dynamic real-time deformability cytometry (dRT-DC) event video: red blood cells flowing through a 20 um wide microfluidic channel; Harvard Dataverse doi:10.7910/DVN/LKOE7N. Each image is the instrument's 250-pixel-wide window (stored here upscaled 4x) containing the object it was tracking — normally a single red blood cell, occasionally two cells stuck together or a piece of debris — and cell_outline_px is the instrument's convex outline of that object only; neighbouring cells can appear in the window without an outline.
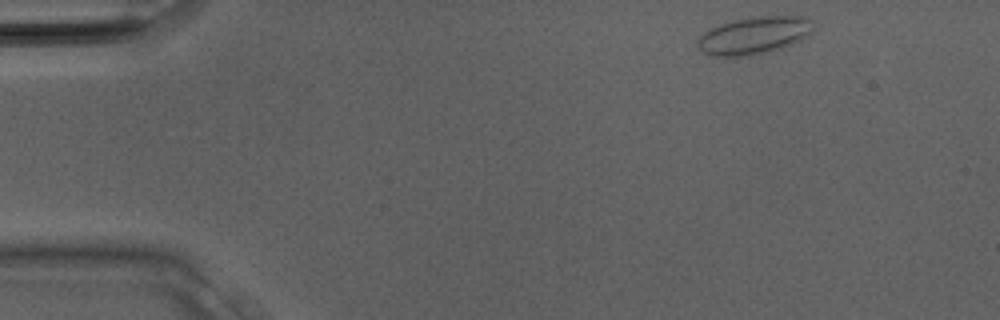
{"species": "Egyptian fruit bat (a non-hibernating species)", "species_latin": "Rousettus aegyptiacus", "temperature_condition": "room temperature", "stored_images_in_passage": 27, "camera_frame_rate_fps": 3000, "um_per_image_px": 0.085, "animal": {"sex": "male"}, "frame": {"image": 1, "passage_image": 1, "time_ms": 0.0, "image_size_px": [1000, 320], "cell_outline_px": [[812, 32], [808, 36], [784, 48], [768, 52], [748, 56], [712, 56], [704, 52], [696, 44], [696, 40], [704, 32], [720, 24], [752, 16], [800, 16], [812, 20]], "centroid_in_image_um": [64.11, 3.02], "position_along_channel_um": 20.9, "area_um2": 25.26}}
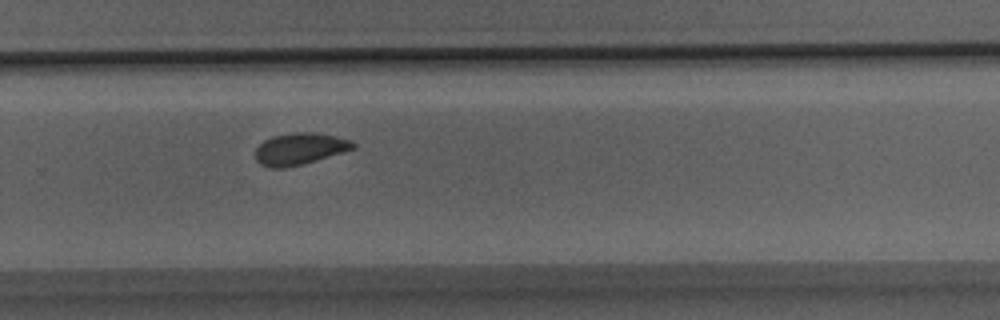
{"frame": {"image": 2, "passage_image": 18, "time_ms": 5.667, "image_size_px": [1000, 320], "cell_outline_px": [[356, 148], [300, 164], [284, 168], [268, 168], [260, 164], [256, 160], [256, 148], [264, 140], [272, 136], [296, 132], [312, 132], [352, 140], [356, 144]], "centroid_in_image_um": [25.45, 12.65], "position_along_channel_um": 304.4, "area_um2": 17.8}}
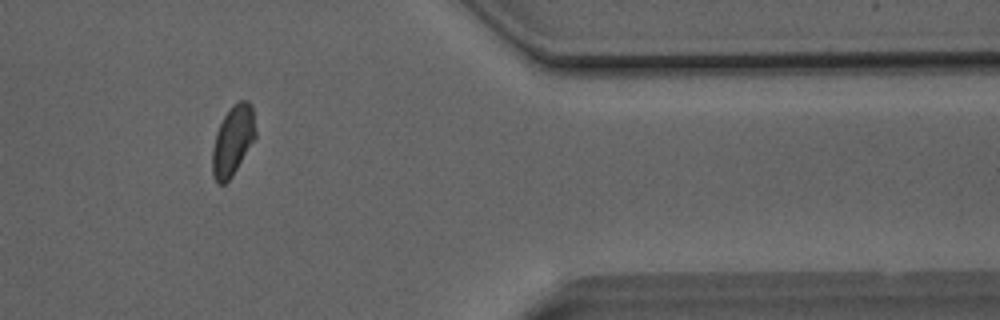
{"frame": {"image": 3, "passage_image": 23, "time_ms": 7.333, "image_size_px": [1000, 320], "cell_outline_px": [[256, 136], [232, 176], [224, 184], [216, 184], [212, 176], [212, 148], [216, 132], [224, 116], [232, 104], [240, 100], [248, 100], [252, 104], [256, 132]], "centroid_in_image_um": [19.78, 11.94], "position_along_channel_um": 391.6, "area_um2": 17.69}}